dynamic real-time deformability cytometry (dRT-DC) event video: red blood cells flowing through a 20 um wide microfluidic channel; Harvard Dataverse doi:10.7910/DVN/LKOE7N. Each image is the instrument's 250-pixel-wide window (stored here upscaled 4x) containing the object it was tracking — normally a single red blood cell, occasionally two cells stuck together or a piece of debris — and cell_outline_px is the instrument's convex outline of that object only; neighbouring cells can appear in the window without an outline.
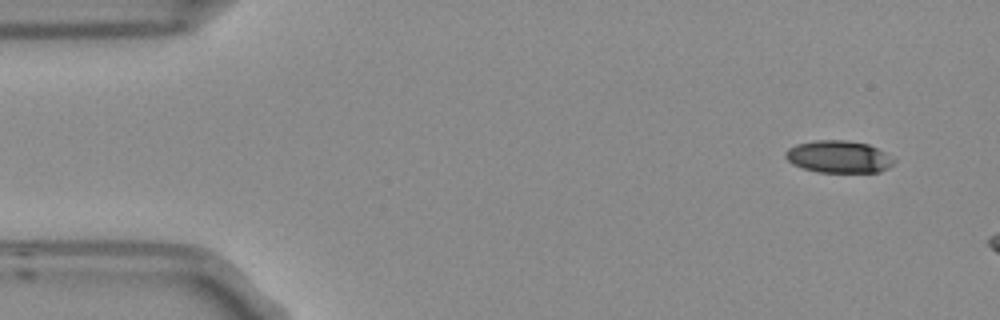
{"species": "Egyptian fruit bat (a non-hibernating species)", "species_latin": "Rousettus aegyptiacus", "temperature_condition": "room temperature", "stored_images_in_passage": 4, "camera_frame_rate_fps": 3000, "um_per_image_px": 0.085, "frame": {"image": 1, "passage_image": 1, "time_ms": 0.0, "image_size_px": [1000, 320], "cell_outline_px": [[896, 160], [888, 168], [880, 172], [816, 172], [792, 164], [784, 156], [784, 152], [788, 148], [796, 144], [816, 140], [844, 140], [868, 144], [876, 148]], "centroid_in_image_um": [71.25, 13.33], "position_along_channel_um": 13.8, "area_um2": 20.29}}